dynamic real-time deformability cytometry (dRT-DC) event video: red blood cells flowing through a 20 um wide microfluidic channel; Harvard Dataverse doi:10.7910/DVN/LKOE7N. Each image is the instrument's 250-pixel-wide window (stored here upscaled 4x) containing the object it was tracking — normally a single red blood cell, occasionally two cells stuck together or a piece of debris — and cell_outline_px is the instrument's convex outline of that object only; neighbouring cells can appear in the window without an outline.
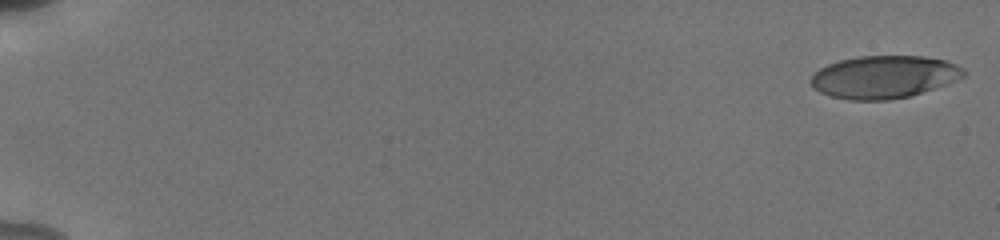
{"species": "human", "species_latin": "Homo sapiens", "temperature_condition": "cold", "stored_images_in_passage": 61, "camera_frame_rate_fps": 3000, "um_per_image_px": 0.085, "donor": {"sex": "male"}, "frame": {"image": 1, "passage_image": 1, "time_ms": 0.0, "image_size_px": [1000, 240], "cell_outline_px": [[968, 72], [964, 76], [956, 80], [908, 96], [888, 100], [852, 100], [832, 96], [820, 92], [812, 88], [808, 80], [820, 68], [828, 64], [840, 60], [860, 56], [924, 56], [948, 60], [964, 68]], "centroid_in_image_um": [75.13, 6.53], "position_along_channel_um": 9.9, "area_um2": 37.92}}
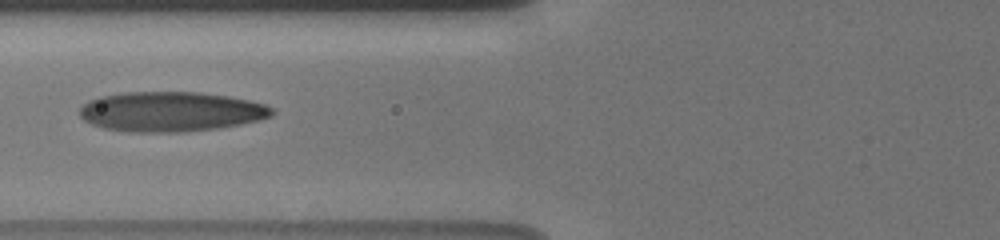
{"frame": {"image": 2, "passage_image": 25, "time_ms": 7.667, "image_size_px": [1000, 240], "cell_outline_px": [[276, 112], [272, 116], [260, 120], [240, 124], [216, 128], [184, 132], [128, 132], [104, 128], [92, 124], [84, 120], [80, 116], [80, 108], [88, 100], [100, 96], [124, 92], [200, 92], [228, 96], [248, 100], [264, 104], [272, 108]], "centroid_in_image_um": [14.52, 9.49], "position_along_channel_um": 111.3, "area_um2": 44.8}}
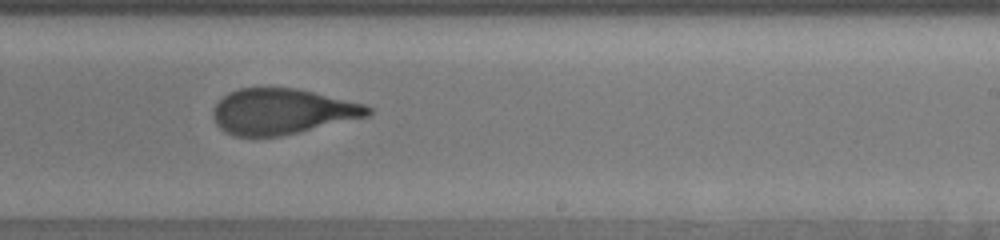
{"frame": {"image": 3, "passage_image": 36, "time_ms": 11.667, "image_size_px": [1000, 240], "cell_outline_px": [[372, 112], [368, 116], [280, 136], [236, 136], [224, 132], [216, 124], [212, 116], [212, 112], [216, 104], [228, 92], [240, 88], [296, 88], [364, 104], [372, 108]], "centroid_in_image_um": [23.94, 9.47], "position_along_channel_um": 265.1, "area_um2": 40.81}, "authors_computed_cell_mechanics": {"area_um2": 41.5004, "velocity_mm_per_s": 3.8555, "shape_relaxation_time_tau1_ms": 3.9068, "shape_relaxation_time_tau2_ms": 1.1233, "deformation_change_tau1": 0.2028, "deformation_change_tau2": 0.0959}}